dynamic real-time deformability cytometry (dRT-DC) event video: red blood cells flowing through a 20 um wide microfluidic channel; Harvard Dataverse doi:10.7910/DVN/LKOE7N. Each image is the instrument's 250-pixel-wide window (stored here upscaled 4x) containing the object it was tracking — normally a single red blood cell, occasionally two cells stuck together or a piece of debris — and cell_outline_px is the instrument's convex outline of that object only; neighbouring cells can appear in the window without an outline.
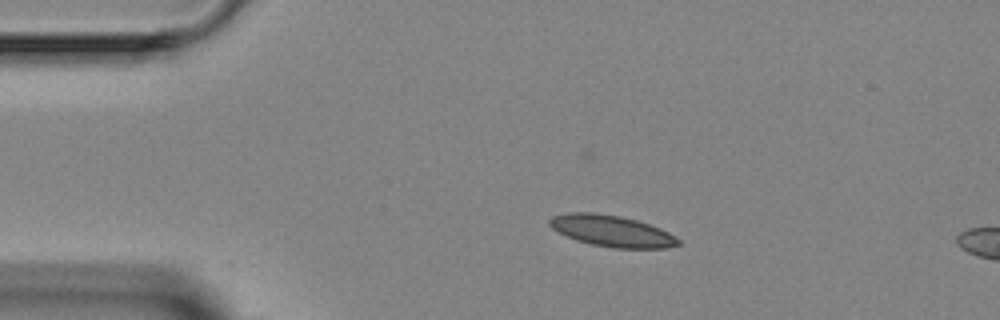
{"species": "Egyptian fruit bat (a non-hibernating species)", "species_latin": "Rousettus aegyptiacus", "temperature_condition": "room temperature", "stored_images_in_passage": 2, "camera_frame_rate_fps": 3000, "um_per_image_px": 0.085, "animal": {"sex": "female"}, "frame": {"image": 1, "passage_image": 1, "time_ms": 0.0, "image_size_px": [1000, 320], "cell_outline_px": [[680, 244], [668, 248], [612, 248], [592, 244], [576, 240], [552, 228], [548, 224], [548, 220], [552, 216], [568, 212], [596, 212], [620, 216], [636, 220], [660, 228], [668, 232], [680, 240]], "centroid_in_image_um": [51.99, 19.62], "position_along_channel_um": 33.0, "area_um2": 23.47}}